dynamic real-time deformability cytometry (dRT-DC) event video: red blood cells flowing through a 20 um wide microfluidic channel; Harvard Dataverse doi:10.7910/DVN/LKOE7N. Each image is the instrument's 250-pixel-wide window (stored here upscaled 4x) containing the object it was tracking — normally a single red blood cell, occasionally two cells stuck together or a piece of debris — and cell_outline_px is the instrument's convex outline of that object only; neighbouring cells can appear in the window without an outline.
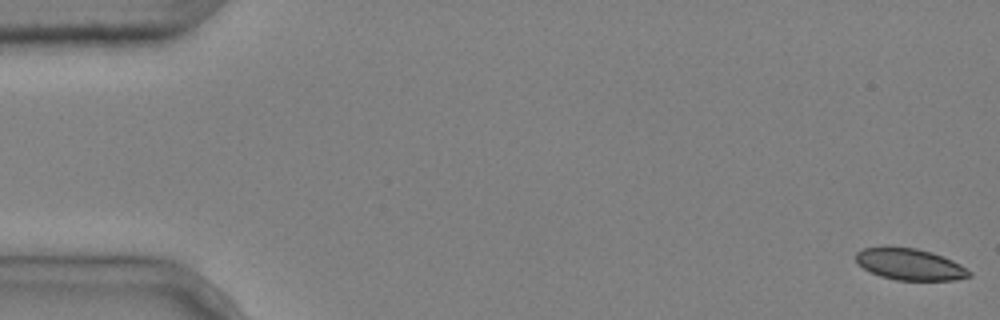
{"species": "common noctule bat (a hibernating species)", "species_latin": "Nyctalus noctula", "temperature_condition": "cold", "stored_images_in_passage": 5, "camera_frame_rate_fps": 3000, "um_per_image_px": 0.085, "animal": {"sex": "male", "body_mass_g": 20.4}, "frame": {"image": 1, "passage_image": 1, "time_ms": 0.0, "image_size_px": [1000, 320], "cell_outline_px": [[972, 276], [956, 280], [896, 280], [880, 276], [864, 268], [856, 260], [856, 252], [864, 248], [884, 244], [888, 244], [916, 248], [932, 252], [952, 260], [960, 264], [972, 272]], "centroid_in_image_um": [77.32, 22.43], "position_along_channel_um": 7.7, "area_um2": 21.27}}
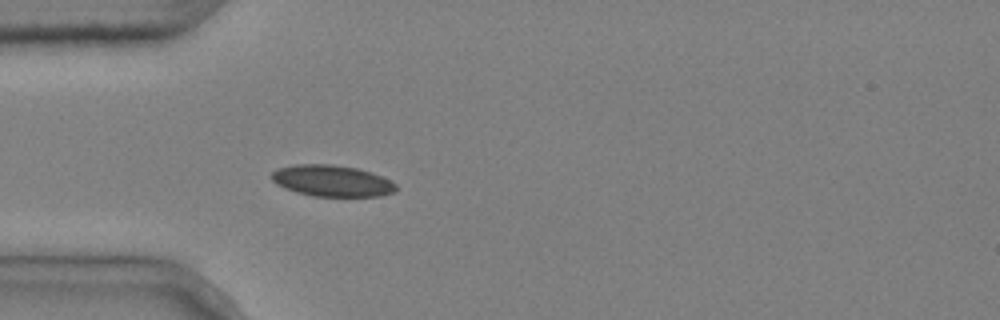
{"frame": {"image": 2, "passage_image": 5, "time_ms": 1.333, "image_size_px": [1000, 320], "cell_outline_px": [[396, 192], [380, 196], [312, 196], [296, 192], [284, 188], [276, 184], [272, 180], [272, 172], [276, 168], [296, 164], [332, 164], [356, 168], [380, 176], [396, 184]], "centroid_in_image_um": [28.18, 15.37], "position_along_channel_um": 56.8, "area_um2": 22.66}}